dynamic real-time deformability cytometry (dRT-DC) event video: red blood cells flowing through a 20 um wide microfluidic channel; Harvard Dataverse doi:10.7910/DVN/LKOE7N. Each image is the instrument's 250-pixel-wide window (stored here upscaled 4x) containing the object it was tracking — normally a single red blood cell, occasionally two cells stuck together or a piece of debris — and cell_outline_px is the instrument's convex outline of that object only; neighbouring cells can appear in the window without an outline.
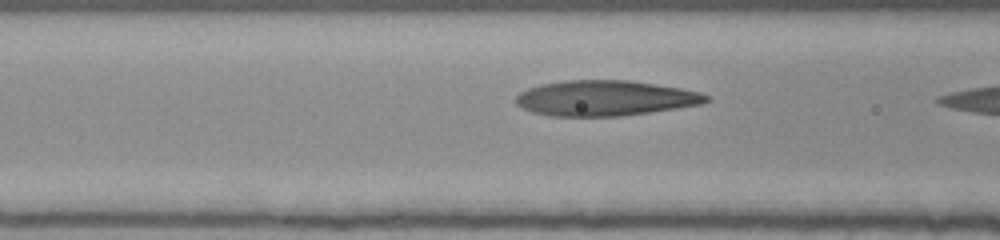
{"species": "human", "species_latin": "Homo sapiens", "temperature_condition": "room temperature", "stored_images_in_passage": 8, "camera_frame_rate_fps": 3000, "um_per_image_px": 0.085, "donor": {"sex": "female"}, "frame": {"image": 1, "passage_image": 6, "time_ms": 1.667, "image_size_px": [1000, 240], "cell_outline_px": [[712, 100], [704, 104], [620, 116], [548, 116], [532, 112], [520, 108], [516, 104], [516, 96], [520, 92], [528, 88], [540, 84], [564, 80], [628, 80], [680, 88], [700, 92], [712, 96]], "centroid_in_image_um": [51.44, 8.34], "position_along_channel_um": 115.2, "area_um2": 39.48}}